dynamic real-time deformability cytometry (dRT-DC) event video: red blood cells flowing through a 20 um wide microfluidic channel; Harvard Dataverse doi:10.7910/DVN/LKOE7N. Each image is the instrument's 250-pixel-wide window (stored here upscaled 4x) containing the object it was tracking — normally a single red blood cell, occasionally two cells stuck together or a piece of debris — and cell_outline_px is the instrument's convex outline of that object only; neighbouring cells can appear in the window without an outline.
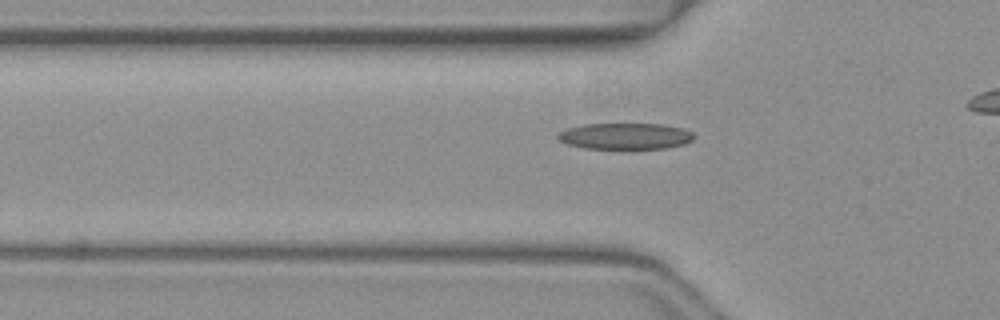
{"species": "common noctule bat (a hibernating species)", "species_latin": "Nyctalus noctula", "temperature_condition": "warm", "stored_images_in_passage": 32, "camera_frame_rate_fps": 3000, "um_per_image_px": 0.085, "animal": {"sex": "female", "body_mass_g": 19.3, "forearm_length_mm": 54.1}, "frame": {"image": 1, "passage_image": 6, "time_ms": 1.667, "image_size_px": [1000, 320], "cell_outline_px": [[692, 140], [684, 144], [668, 148], [584, 148], [568, 144], [560, 140], [556, 136], [560, 132], [568, 128], [584, 124], [660, 124], [684, 128], [692, 132]], "centroid_in_image_um": [53.16, 11.57], "position_along_channel_um": 72.6, "area_um2": 20.58}}
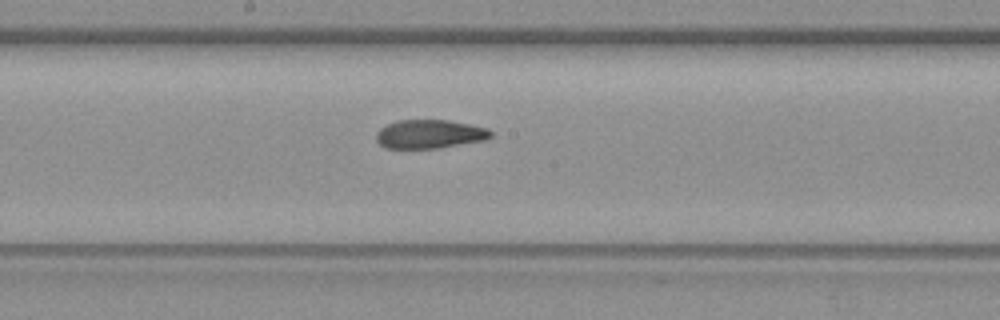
{"frame": {"image": 2, "passage_image": 16, "time_ms": 5.0, "image_size_px": [1000, 320], "cell_outline_px": [[492, 136], [484, 140], [440, 148], [384, 148], [376, 140], [376, 132], [380, 128], [396, 120], [448, 120], [488, 128], [492, 132]], "centroid_in_image_um": [36.5, 11.4], "position_along_channel_um": 211.7, "area_um2": 19.19}}
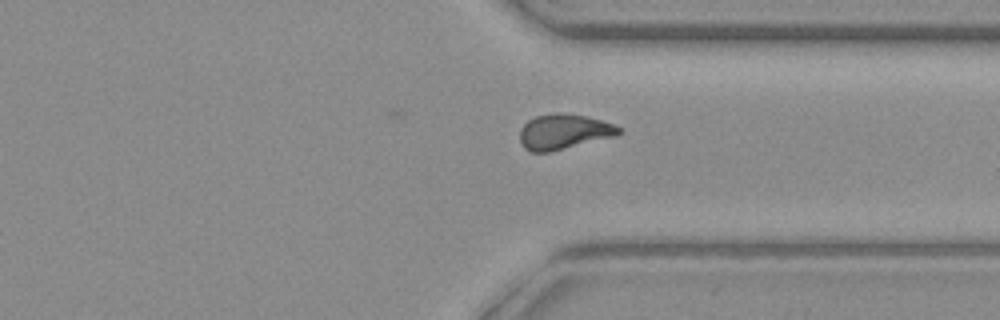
{"frame": {"image": 3, "passage_image": 27, "time_ms": 8.667, "image_size_px": [1000, 320], "cell_outline_px": [[620, 132], [616, 136], [548, 152], [532, 152], [524, 148], [520, 140], [520, 128], [528, 120], [536, 116], [556, 112], [564, 112], [588, 116], [616, 124], [620, 128]], "centroid_in_image_um": [47.93, 11.17], "position_along_channel_um": 363.5, "area_um2": 20.4}, "authors_computed_cell_mechanics": {"area_um2": 19.9699, "velocity_mm_per_s": 4.1457, "shape_relaxation_time_tau1_ms": null, "shape_relaxation_time_tau2_ms": 1.8524, "deformation_change_tau1": null, "deformation_change_tau2": 0.0933}}